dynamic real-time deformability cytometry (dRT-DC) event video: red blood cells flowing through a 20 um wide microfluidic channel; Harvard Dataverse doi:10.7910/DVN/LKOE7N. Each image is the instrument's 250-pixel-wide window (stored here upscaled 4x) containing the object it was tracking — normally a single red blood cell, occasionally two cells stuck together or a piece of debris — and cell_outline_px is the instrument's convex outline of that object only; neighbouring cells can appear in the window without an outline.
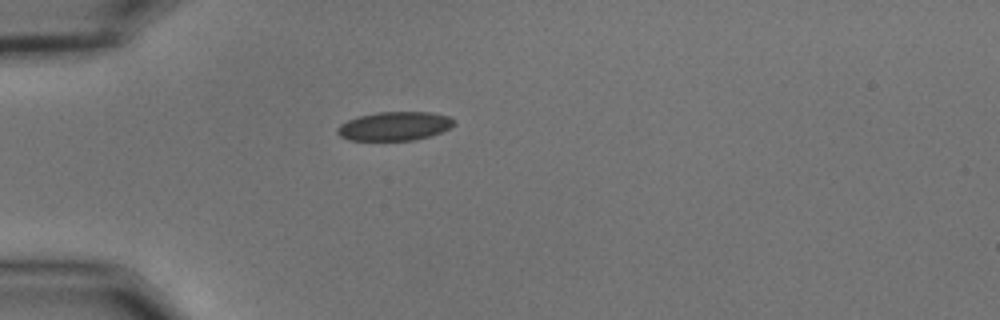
{"species": "common noctule bat (a hibernating species)", "species_latin": "Nyctalus noctula", "temperature_condition": "cold", "stored_images_in_passage": 16, "camera_frame_rate_fps": 3000, "um_per_image_px": 0.085, "animal": {"sex": "male", "body_mass_g": 15.6}, "frame": {"image": 1, "passage_image": 1, "time_ms": 0.0, "image_size_px": [1000, 320], "cell_outline_px": [[452, 124], [448, 128], [440, 132], [416, 140], [348, 140], [340, 136], [336, 132], [336, 128], [340, 124], [348, 120], [360, 116], [376, 112], [432, 112], [448, 116], [452, 120]], "centroid_in_image_um": [33.47, 10.72], "position_along_channel_um": 51.5, "area_um2": 19.36}}
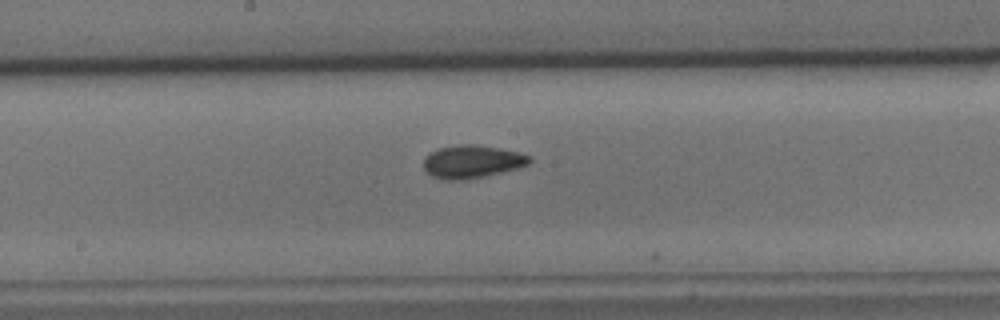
{"frame": {"image": 2, "passage_image": 15, "time_ms": 4.667, "image_size_px": [1000, 320], "cell_outline_px": [[532, 160], [528, 164], [520, 168], [460, 180], [444, 180], [432, 176], [424, 168], [424, 160], [436, 148], [456, 144], [472, 144], [500, 148], [532, 156]], "centroid_in_image_um": [40.13, 13.72], "position_along_channel_um": 208.1, "area_um2": 20.11}}